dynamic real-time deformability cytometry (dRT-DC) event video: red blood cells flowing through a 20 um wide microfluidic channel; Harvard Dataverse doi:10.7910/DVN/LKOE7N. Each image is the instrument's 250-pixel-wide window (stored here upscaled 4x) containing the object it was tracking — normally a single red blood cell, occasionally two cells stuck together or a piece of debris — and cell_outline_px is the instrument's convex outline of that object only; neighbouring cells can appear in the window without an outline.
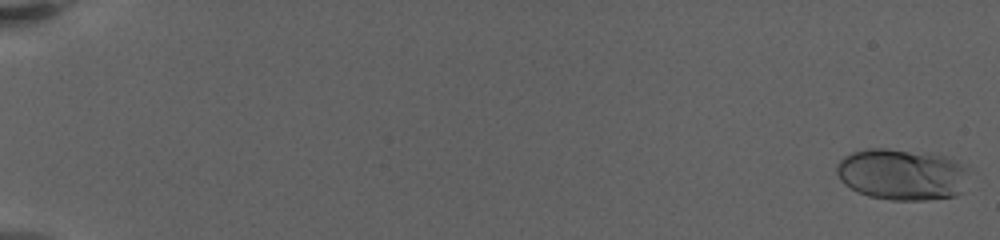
{"species": "human", "species_latin": "Homo sapiens", "temperature_condition": "warm", "stored_images_in_passage": 49, "camera_frame_rate_fps": 3000, "um_per_image_px": 0.085, "donor": {"sex": "female"}, "frame": {"image": 1, "passage_image": 1, "time_ms": 0.0, "image_size_px": [1000, 240], "cell_outline_px": [[968, 168], [964, 192], [956, 196], [924, 200], [892, 200], [868, 196], [856, 192], [844, 184], [840, 180], [836, 172], [836, 164], [844, 156], [852, 152], [868, 148], [884, 148], [944, 156], [968, 164]], "centroid_in_image_um": [76.68, 14.84], "position_along_channel_um": 8.3, "area_um2": 40.0}}
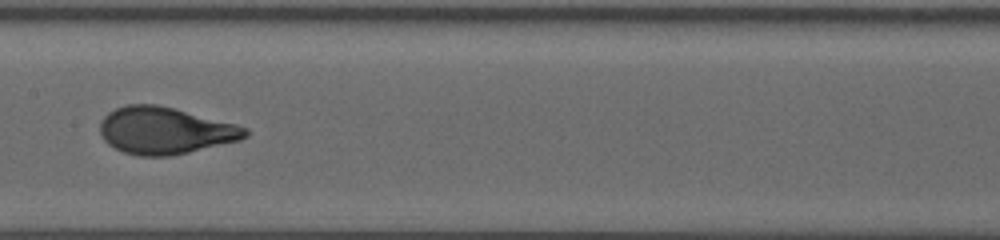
{"frame": {"image": 2, "passage_image": 27, "time_ms": 11.667, "image_size_px": [1000, 240], "cell_outline_px": [[248, 136], [240, 140], [188, 152], [168, 156], [140, 156], [124, 152], [108, 144], [104, 140], [100, 132], [100, 124], [104, 116], [108, 112], [116, 108], [128, 104], [156, 104], [236, 124], [248, 128]], "centroid_in_image_um": [14.01, 11.1], "position_along_channel_um": 193.4, "area_um2": 39.42}}
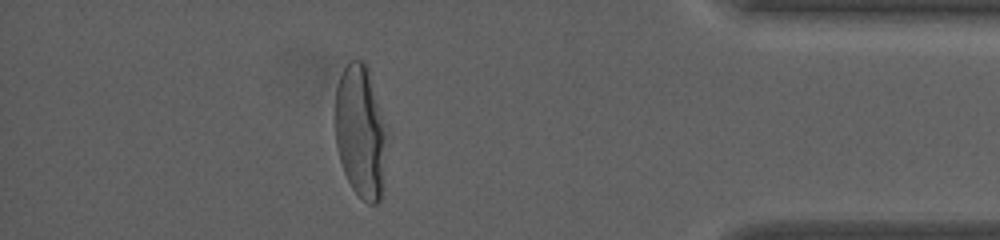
{"frame": {"image": 3, "passage_image": 44, "time_ms": 19.0, "image_size_px": [1000, 240], "cell_outline_px": [[392, 136], [380, 200], [376, 204], [368, 204], [352, 188], [344, 172], [340, 160], [336, 144], [336, 88], [340, 76], [348, 60], [364, 60], [368, 68]], "centroid_in_image_um": [30.74, 11.19], "position_along_channel_um": 404.5, "area_um2": 41.67}, "authors_computed_cell_mechanics": {"area_um2": 38.726, "velocity_mm_per_s": 3.3133, "shape_relaxation_time_tau1_ms": 4.6536, "shape_relaxation_time_tau2_ms": null, "deformation_change_tau1": 0.2343, "deformation_change_tau2": null}}